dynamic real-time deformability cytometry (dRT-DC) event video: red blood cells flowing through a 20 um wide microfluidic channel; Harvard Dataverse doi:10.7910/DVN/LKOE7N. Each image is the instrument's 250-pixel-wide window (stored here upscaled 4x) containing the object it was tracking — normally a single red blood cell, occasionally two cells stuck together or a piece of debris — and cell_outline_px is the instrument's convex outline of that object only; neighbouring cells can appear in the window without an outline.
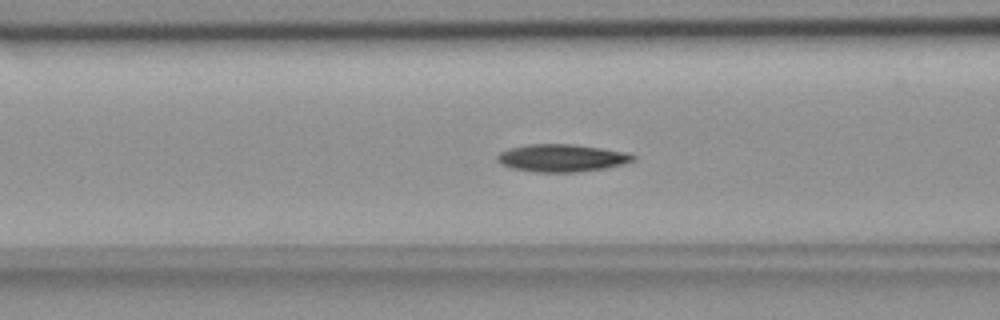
{"species": "common noctule bat (a hibernating species)", "species_latin": "Nyctalus noctula", "temperature_condition": "room temperature", "stored_images_in_passage": 50, "camera_frame_rate_fps": 3000, "um_per_image_px": 0.085, "animal": {"sex": "female", "body_mass_g": 18.4}, "frame": {"image": 1, "passage_image": 17, "time_ms": 5.333, "image_size_px": [1000, 320], "cell_outline_px": [[636, 160], [604, 168], [576, 172], [536, 172], [512, 168], [500, 164], [496, 160], [496, 156], [500, 152], [508, 148], [528, 144], [572, 144], [600, 148], [624, 152], [636, 156]], "centroid_in_image_um": [47.69, 13.42], "position_along_channel_um": 118.9, "area_um2": 21.68}}
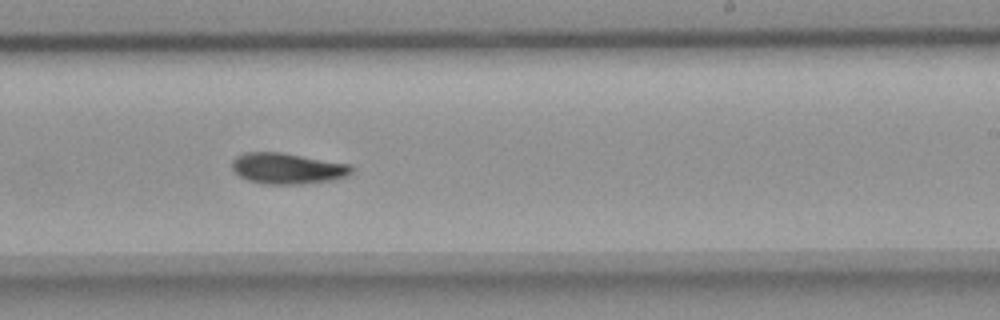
{"frame": {"image": 2, "passage_image": 29, "time_ms": 9.333, "image_size_px": [1000, 320], "cell_outline_px": [[352, 172], [336, 180], [304, 184], [264, 184], [248, 180], [240, 176], [232, 168], [232, 160], [236, 156], [244, 152], [280, 152], [352, 164]], "centroid_in_image_um": [24.44, 14.32], "position_along_channel_um": 264.6, "area_um2": 21.68}}
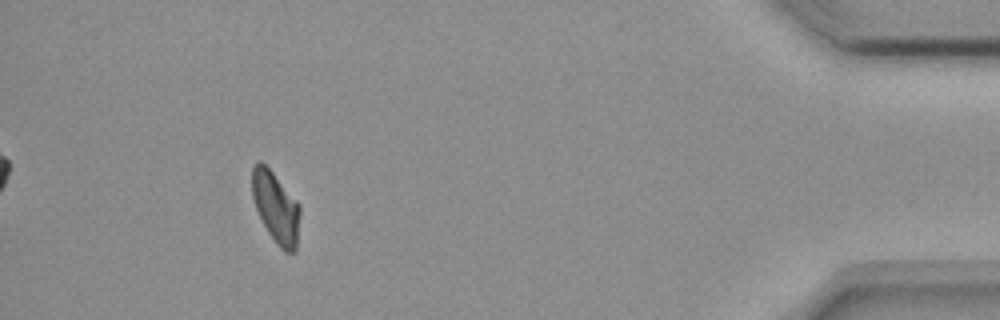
{"frame": {"image": 3, "passage_image": 46, "time_ms": 15.0, "image_size_px": [1000, 320], "cell_outline_px": [[300, 212], [296, 252], [284, 252], [276, 244], [268, 232], [256, 208], [252, 196], [252, 164], [256, 160], [260, 160], [272, 172], [300, 204]], "centroid_in_image_um": [23.45, 17.62], "position_along_channel_um": 411.8, "area_um2": 19.83}, "authors_computed_cell_mechanics": {"area_um2": 20.8947, "velocity_mm_per_s": 3.6612, "shape_relaxation_time_tau1_ms": 3.8847, "shape_relaxation_time_tau2_ms": null, "deformation_change_tau1": 0.1289, "deformation_change_tau2": null}}